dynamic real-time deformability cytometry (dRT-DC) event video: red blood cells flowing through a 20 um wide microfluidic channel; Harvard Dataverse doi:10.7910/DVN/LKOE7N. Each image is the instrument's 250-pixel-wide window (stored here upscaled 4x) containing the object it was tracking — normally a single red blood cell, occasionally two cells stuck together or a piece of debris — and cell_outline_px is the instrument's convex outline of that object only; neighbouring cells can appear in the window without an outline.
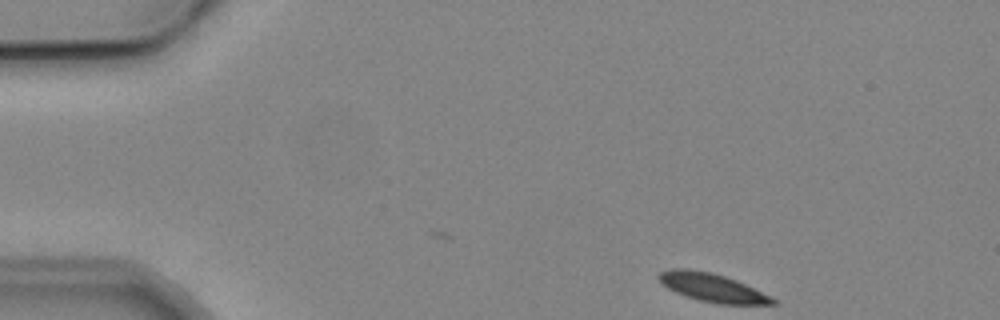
{"species": "common noctule bat (a hibernating species)", "species_latin": "Nyctalus noctula", "temperature_condition": "cold", "stored_images_in_passage": 3, "camera_frame_rate_fps": 3000, "um_per_image_px": 0.085, "animal": {"sex": "male", "body_mass_g": 19.2, "forearm_length_mm": 51.8}, "frame": {"image": 1, "passage_image": 1, "time_ms": 0.0, "image_size_px": [1000, 320], "cell_outline_px": [[776, 304], [716, 304], [696, 300], [676, 292], [660, 284], [656, 276], [660, 272], [668, 268], [688, 268], [712, 272], [736, 280], [772, 296], [776, 300]], "centroid_in_image_um": [60.49, 24.43], "position_along_channel_um": 24.5, "area_um2": 19.13}}
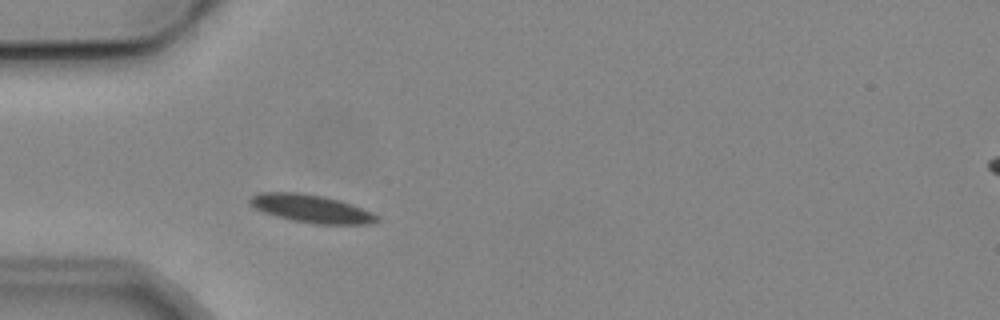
{"frame": {"image": 2, "passage_image": 3, "time_ms": 3.0, "image_size_px": [1000, 320], "cell_outline_px": [[380, 220], [372, 224], [316, 224], [292, 220], [276, 216], [264, 212], [256, 208], [248, 200], [252, 196], [260, 192], [300, 192], [324, 196], [340, 200], [352, 204], [372, 212], [380, 216]], "centroid_in_image_um": [26.52, 17.73], "position_along_channel_um": 58.5, "area_um2": 20.75}}